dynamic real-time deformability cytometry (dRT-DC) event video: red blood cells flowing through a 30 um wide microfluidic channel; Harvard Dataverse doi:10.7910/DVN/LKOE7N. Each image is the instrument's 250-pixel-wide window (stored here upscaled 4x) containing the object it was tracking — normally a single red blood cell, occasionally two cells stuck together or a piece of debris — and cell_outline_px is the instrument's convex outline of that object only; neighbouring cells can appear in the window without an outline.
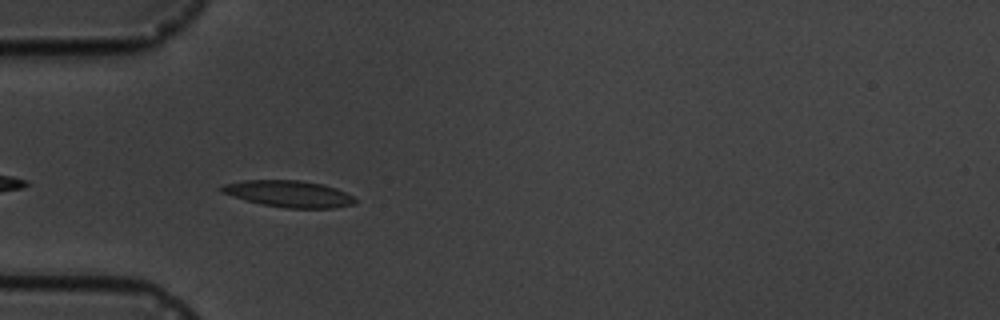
{"species": "common noctule bat (a hibernating species)", "species_latin": "Nyctalus noctula", "temperature_condition": "cold", "stored_images_in_passage": 4, "camera_frame_rate_fps": 3000, "um_per_image_px": 0.085, "animal": {"sex": "male", "body_mass_g": 19.5, "forearm_length_mm": 54.6}, "frame": {"image": 1, "passage_image": 2, "time_ms": 1.0, "image_size_px": [1000, 320], "cell_outline_px": [[356, 204], [332, 208], [288, 208], [260, 204], [232, 196], [220, 192], [216, 188], [224, 184], [244, 180], [300, 180], [324, 184], [336, 188], [352, 196], [356, 200]], "centroid_in_image_um": [24.52, 16.47], "position_along_channel_um": 60.5, "area_um2": 20.81}}
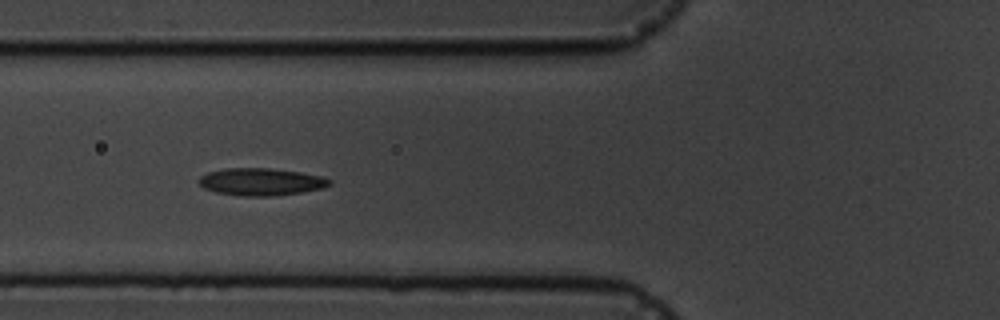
{"frame": {"image": 2, "passage_image": 3, "time_ms": 2.333, "image_size_px": [1000, 320], "cell_outline_px": [[332, 184], [324, 188], [300, 192], [272, 196], [240, 196], [216, 192], [204, 188], [196, 180], [200, 176], [208, 172], [224, 168], [268, 168], [300, 172], [320, 176], [332, 180]], "centroid_in_image_um": [22.17, 15.45], "position_along_channel_um": 103.6, "area_um2": 20.87}}
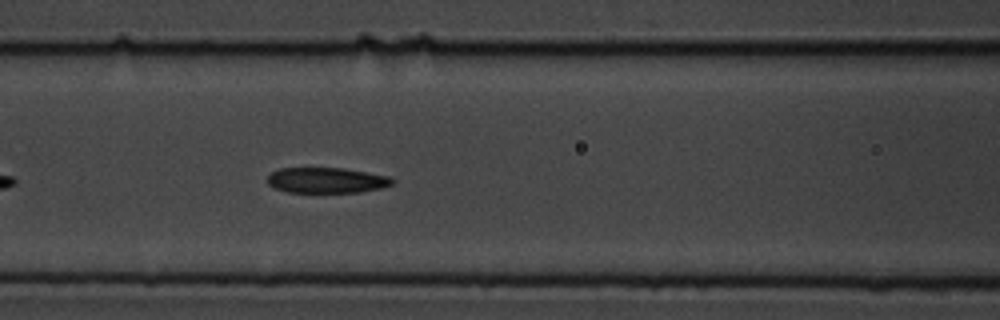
{"frame": {"image": 3, "passage_image": 4, "time_ms": 3.333, "image_size_px": [1000, 320], "cell_outline_px": [[396, 180], [392, 184], [380, 188], [360, 192], [288, 192], [276, 188], [268, 184], [268, 176], [272, 172], [280, 168], [344, 168], [388, 176]], "centroid_in_image_um": [27.77, 15.32], "position_along_channel_um": 138.8, "area_um2": 18.44}}